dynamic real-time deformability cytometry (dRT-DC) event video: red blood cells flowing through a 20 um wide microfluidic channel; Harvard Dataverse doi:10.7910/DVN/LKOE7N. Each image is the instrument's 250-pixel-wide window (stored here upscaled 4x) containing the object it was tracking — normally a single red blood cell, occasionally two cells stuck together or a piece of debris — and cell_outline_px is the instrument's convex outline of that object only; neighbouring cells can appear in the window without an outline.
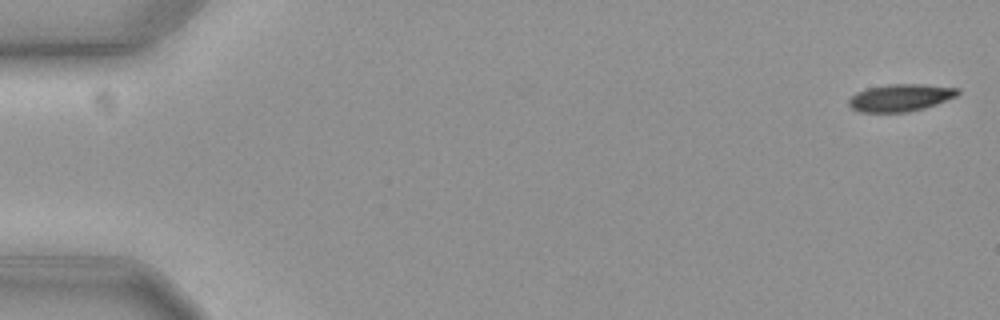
{"species": "common noctule bat (a hibernating species)", "species_latin": "Nyctalus noctula", "temperature_condition": "cold", "stored_images_in_passage": 58, "camera_frame_rate_fps": 3000, "um_per_image_px": 0.085, "animal": {"sex": "female", "body_mass_g": 19.3, "forearm_length_mm": 54.1}, "frame": {"image": 1, "passage_image": 1, "time_ms": 0.0, "image_size_px": [1000, 320], "cell_outline_px": [[960, 92], [956, 96], [936, 104], [924, 108], [908, 112], [860, 112], [852, 108], [848, 104], [848, 100], [856, 92], [868, 88], [888, 84], [920, 84], [960, 88]], "centroid_in_image_um": [76.53, 8.3], "position_along_channel_um": 8.5, "area_um2": 17.28}}
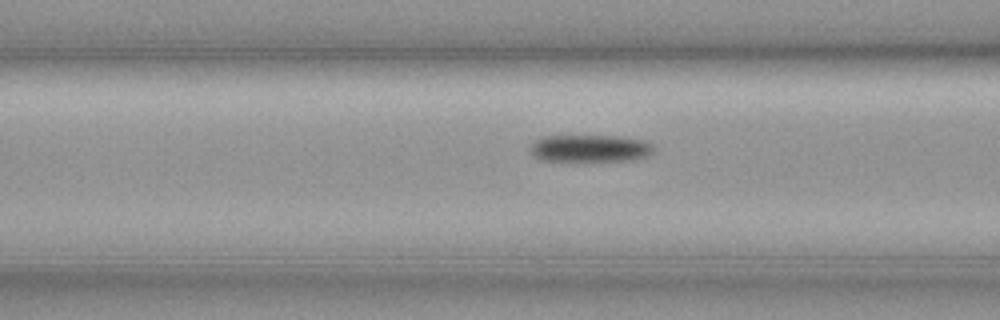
{"frame": {"image": 2, "passage_image": 23, "time_ms": 7.333, "image_size_px": [1000, 320], "cell_outline_px": [[652, 152], [648, 156], [632, 160], [540, 160], [532, 156], [528, 148], [536, 140], [544, 136], [620, 136], [644, 140], [652, 144]], "centroid_in_image_um": [50.13, 12.6], "position_along_channel_um": 116.5, "area_um2": 19.48}}
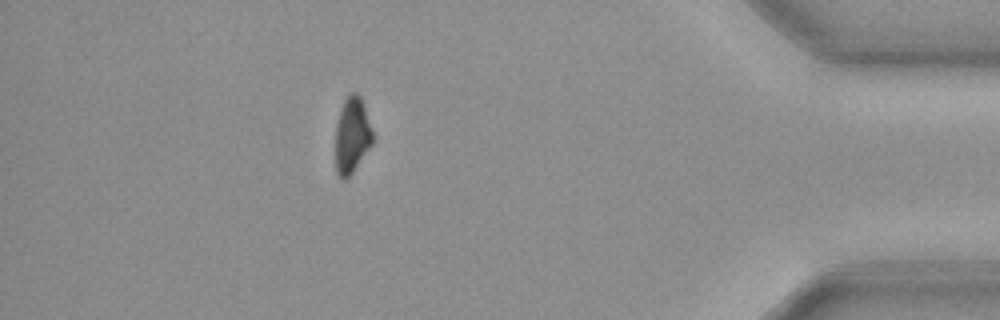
{"frame": {"image": 3, "passage_image": 51, "time_ms": 16.667, "image_size_px": [1000, 320], "cell_outline_px": [[376, 136], [372, 144], [352, 172], [344, 180], [336, 172], [336, 124], [340, 108], [344, 100], [352, 92], [356, 92], [360, 96]], "centroid_in_image_um": [29.95, 11.46], "position_along_channel_um": 405.3, "area_um2": 16.53}, "authors_computed_cell_mechanics": {"area_um2": 18.3515, "velocity_mm_per_s": 3.6112, "shape_relaxation_time_tau1_ms": 3.9035, "shape_relaxation_time_tau2_ms": null, "deformation_change_tau1": 0.1273, "deformation_change_tau2": null}}